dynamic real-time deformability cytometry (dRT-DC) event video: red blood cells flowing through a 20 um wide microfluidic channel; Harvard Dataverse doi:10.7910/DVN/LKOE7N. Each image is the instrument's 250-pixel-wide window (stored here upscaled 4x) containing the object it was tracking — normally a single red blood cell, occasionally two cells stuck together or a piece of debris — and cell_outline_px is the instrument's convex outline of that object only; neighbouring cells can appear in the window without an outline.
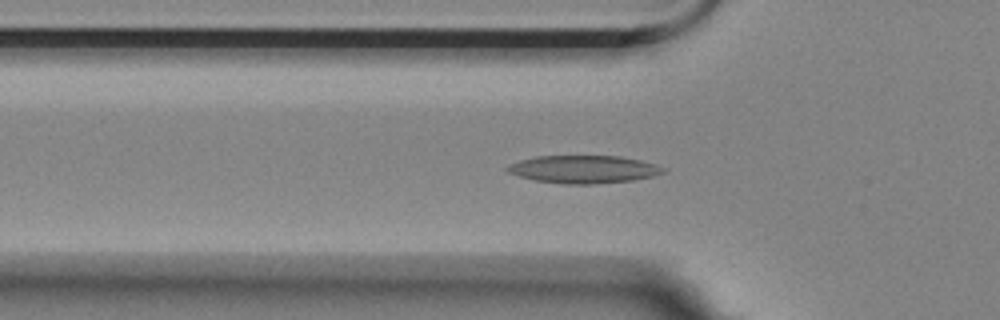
{"species": "Egyptian fruit bat (a non-hibernating species)", "species_latin": "Rousettus aegyptiacus", "temperature_condition": "room temperature", "stored_images_in_passage": 57, "camera_frame_rate_fps": 3000, "um_per_image_px": 0.085, "animal": {"sex": "female"}, "frame": {"image": 1, "passage_image": 17, "time_ms": 5.333, "image_size_px": [1000, 320], "cell_outline_px": [[664, 172], [652, 176], [632, 180], [592, 184], [564, 184], [536, 180], [520, 176], [508, 172], [504, 168], [508, 164], [520, 160], [536, 156], [620, 156], [640, 160], [664, 168]], "centroid_in_image_um": [49.55, 14.38], "position_along_channel_um": 76.3, "area_um2": 24.97}}
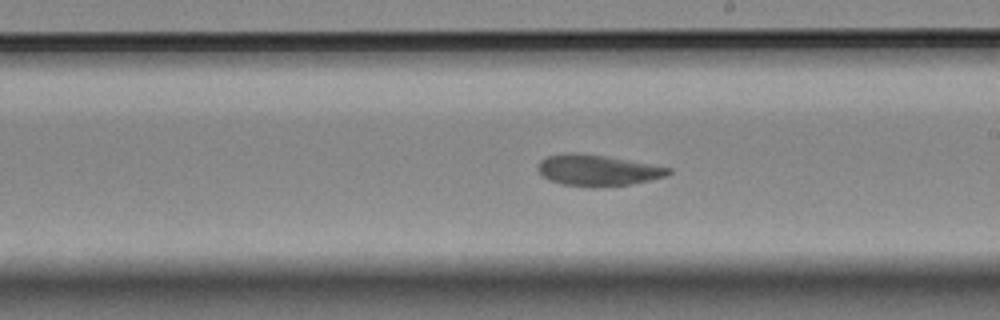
{"frame": {"image": 2, "passage_image": 31, "time_ms": 10.0, "image_size_px": [1000, 320], "cell_outline_px": [[672, 172], [668, 176], [632, 184], [596, 188], [592, 188], [560, 184], [548, 180], [536, 168], [540, 160], [548, 156], [576, 152], [608, 156], [672, 168]], "centroid_in_image_um": [50.81, 14.49], "position_along_channel_um": 238.2, "area_um2": 23.99}}
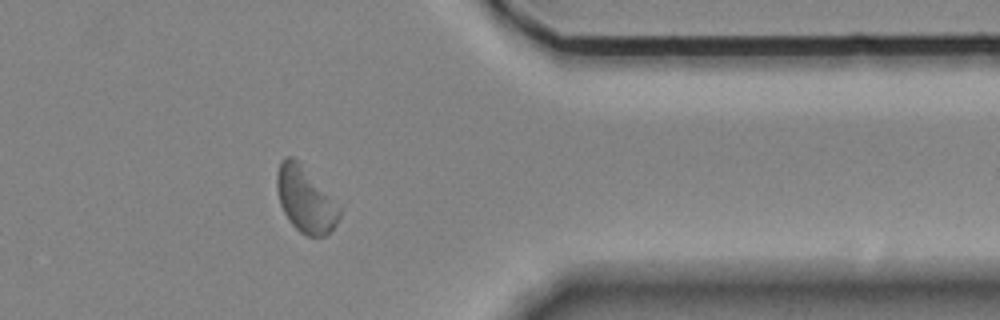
{"frame": {"image": 3, "passage_image": 45, "time_ms": 14.667, "image_size_px": [1000, 320], "cell_outline_px": [[340, 216], [336, 224], [324, 236], [308, 236], [300, 232], [288, 220], [280, 204], [276, 188], [276, 172], [280, 160], [284, 156], [292, 156], [300, 160], [340, 208]], "centroid_in_image_um": [25.91, 16.91], "position_along_channel_um": 385.5, "area_um2": 23.93}, "authors_computed_cell_mechanics": {"area_um2": 24.3916, "velocity_mm_per_s": 3.4542, "shape_relaxation_time_tau1_ms": 5.9281, "shape_relaxation_time_tau2_ms": 3.0284, "deformation_change_tau1": 0.1356, "deformation_change_tau2": 0.0707}}